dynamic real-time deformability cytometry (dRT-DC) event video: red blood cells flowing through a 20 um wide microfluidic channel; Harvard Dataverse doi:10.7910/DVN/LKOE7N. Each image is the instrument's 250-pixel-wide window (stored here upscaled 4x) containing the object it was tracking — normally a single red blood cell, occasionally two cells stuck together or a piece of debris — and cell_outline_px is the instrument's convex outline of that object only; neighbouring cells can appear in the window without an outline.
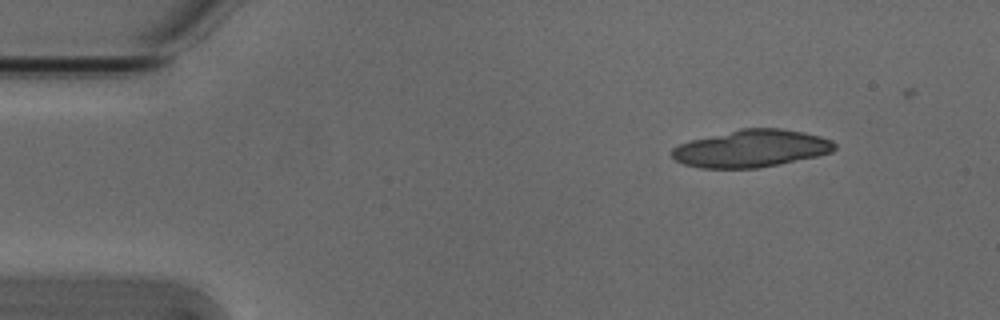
{"species": "Egyptian fruit bat (a non-hibernating species)", "species_latin": "Rousettus aegyptiacus", "temperature_condition": "cold", "stored_images_in_passage": 4, "segment_of_instrument_passage": [1, 2], "camera_frame_rate_fps": 3000, "um_per_image_px": 0.085, "animal": {"sex": "male"}, "frame": {"image": 1, "passage_image": 1, "time_ms": 0.0, "image_size_px": [1000, 320], "cell_outline_px": [[836, 148], [832, 152], [816, 156], [780, 164], [756, 168], [700, 168], [684, 164], [676, 160], [672, 156], [672, 148], [680, 144], [692, 140], [740, 128], [780, 128], [804, 132], [820, 136], [832, 140], [836, 144]], "centroid_in_image_um": [63.88, 12.62], "position_along_channel_um": 21.1, "area_um2": 35.32}}